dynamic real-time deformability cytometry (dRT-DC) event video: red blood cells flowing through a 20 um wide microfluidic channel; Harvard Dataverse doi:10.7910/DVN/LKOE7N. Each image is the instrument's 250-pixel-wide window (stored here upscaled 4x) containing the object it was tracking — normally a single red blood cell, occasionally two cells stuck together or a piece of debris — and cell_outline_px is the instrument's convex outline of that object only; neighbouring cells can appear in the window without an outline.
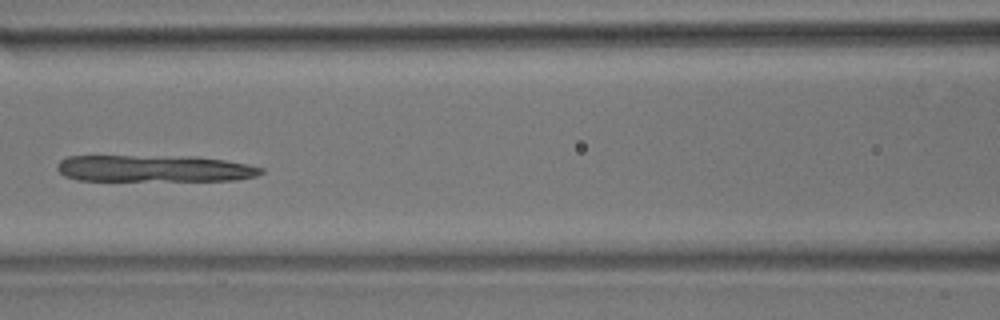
{"species": "common noctule bat (a hibernating species)", "species_latin": "Nyctalus noctula", "temperature_condition": "room temperature", "stored_images_in_passage": 19, "camera_frame_rate_fps": 3000, "um_per_image_px": 0.085, "animal": {"sex": "male", "body_mass_g": 17.9}, "frame": {"image": 1, "passage_image": 10, "time_ms": 3.0, "image_size_px": [1000, 320], "cell_outline_px": [[264, 172], [256, 176], [236, 180], [76, 180], [64, 176], [56, 168], [56, 164], [60, 160], [68, 156], [188, 156], [224, 160], [248, 164], [264, 168]], "centroid_in_image_um": [13.1, 14.32], "position_along_channel_um": 153.5, "area_um2": 31.79}}
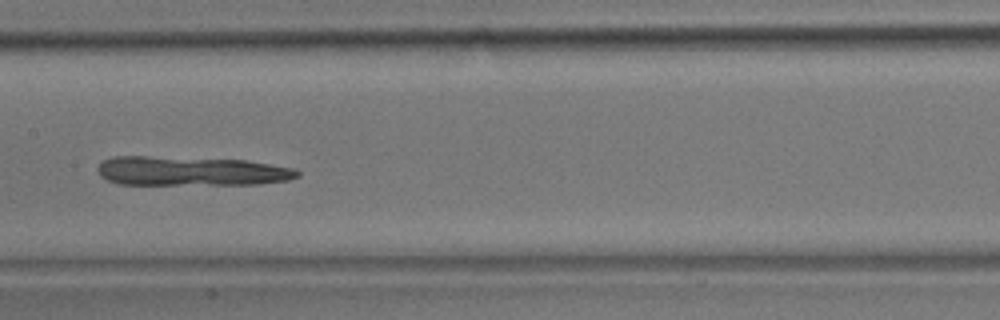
{"frame": {"image": 2, "passage_image": 13, "time_ms": 4.0, "image_size_px": [1000, 320], "cell_outline_px": [[300, 176], [288, 180], [260, 184], [120, 184], [108, 180], [100, 176], [96, 168], [104, 160], [112, 156], [148, 156], [244, 160], [292, 168], [300, 172]], "centroid_in_image_um": [16.21, 14.54], "position_along_channel_um": 191.2, "area_um2": 33.93}}